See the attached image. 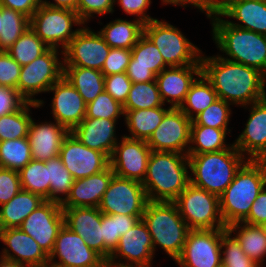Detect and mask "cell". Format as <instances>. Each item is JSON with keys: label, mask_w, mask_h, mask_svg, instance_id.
Masks as SVG:
<instances>
[{"label": "cell", "mask_w": 266, "mask_h": 267, "mask_svg": "<svg viewBox=\"0 0 266 267\" xmlns=\"http://www.w3.org/2000/svg\"><path fill=\"white\" fill-rule=\"evenodd\" d=\"M220 4H222L225 0H217Z\"/></svg>", "instance_id": "a7ac6f4b"}, {"label": "cell", "mask_w": 266, "mask_h": 267, "mask_svg": "<svg viewBox=\"0 0 266 267\" xmlns=\"http://www.w3.org/2000/svg\"><path fill=\"white\" fill-rule=\"evenodd\" d=\"M0 4L8 9L18 11L31 18L40 6V0H0Z\"/></svg>", "instance_id": "680465c9"}, {"label": "cell", "mask_w": 266, "mask_h": 267, "mask_svg": "<svg viewBox=\"0 0 266 267\" xmlns=\"http://www.w3.org/2000/svg\"><path fill=\"white\" fill-rule=\"evenodd\" d=\"M69 132L66 127L57 122L36 124L32 119L27 136L32 159L46 162L59 156L62 142Z\"/></svg>", "instance_id": "4316f807"}, {"label": "cell", "mask_w": 266, "mask_h": 267, "mask_svg": "<svg viewBox=\"0 0 266 267\" xmlns=\"http://www.w3.org/2000/svg\"><path fill=\"white\" fill-rule=\"evenodd\" d=\"M230 104L223 99H217L214 103L208 106L204 111L192 119L191 125H200L223 129L227 132L230 118Z\"/></svg>", "instance_id": "bcb514c9"}, {"label": "cell", "mask_w": 266, "mask_h": 267, "mask_svg": "<svg viewBox=\"0 0 266 267\" xmlns=\"http://www.w3.org/2000/svg\"><path fill=\"white\" fill-rule=\"evenodd\" d=\"M191 122L192 120L179 108H171L146 141L147 145L152 151L185 153L187 155L186 147L189 148L188 145H190Z\"/></svg>", "instance_id": "9a60e30c"}, {"label": "cell", "mask_w": 266, "mask_h": 267, "mask_svg": "<svg viewBox=\"0 0 266 267\" xmlns=\"http://www.w3.org/2000/svg\"><path fill=\"white\" fill-rule=\"evenodd\" d=\"M50 180V201L61 203L70 193L74 178L65 168L59 156L45 162ZM64 195L65 198L58 196Z\"/></svg>", "instance_id": "ee69618b"}, {"label": "cell", "mask_w": 266, "mask_h": 267, "mask_svg": "<svg viewBox=\"0 0 266 267\" xmlns=\"http://www.w3.org/2000/svg\"><path fill=\"white\" fill-rule=\"evenodd\" d=\"M0 240L12 250L3 249L2 256L25 264L36 266L49 261V257L39 244L19 227L0 229Z\"/></svg>", "instance_id": "83f0119b"}, {"label": "cell", "mask_w": 266, "mask_h": 267, "mask_svg": "<svg viewBox=\"0 0 266 267\" xmlns=\"http://www.w3.org/2000/svg\"><path fill=\"white\" fill-rule=\"evenodd\" d=\"M246 160L219 197L220 213L226 227L243 222L253 202L266 187L265 163L262 160Z\"/></svg>", "instance_id": "3957f363"}, {"label": "cell", "mask_w": 266, "mask_h": 267, "mask_svg": "<svg viewBox=\"0 0 266 267\" xmlns=\"http://www.w3.org/2000/svg\"><path fill=\"white\" fill-rule=\"evenodd\" d=\"M201 73L218 98L243 107L266 98V76L259 70L222 56L200 58Z\"/></svg>", "instance_id": "6da1fadb"}, {"label": "cell", "mask_w": 266, "mask_h": 267, "mask_svg": "<svg viewBox=\"0 0 266 267\" xmlns=\"http://www.w3.org/2000/svg\"><path fill=\"white\" fill-rule=\"evenodd\" d=\"M110 46L103 37L88 28H80L64 51L63 66H77L101 71L110 52Z\"/></svg>", "instance_id": "5bb4252c"}, {"label": "cell", "mask_w": 266, "mask_h": 267, "mask_svg": "<svg viewBox=\"0 0 266 267\" xmlns=\"http://www.w3.org/2000/svg\"><path fill=\"white\" fill-rule=\"evenodd\" d=\"M141 219L142 216L102 213L101 228L104 240V260H109L111 253L119 243L120 236L130 230Z\"/></svg>", "instance_id": "e575fe53"}, {"label": "cell", "mask_w": 266, "mask_h": 267, "mask_svg": "<svg viewBox=\"0 0 266 267\" xmlns=\"http://www.w3.org/2000/svg\"><path fill=\"white\" fill-rule=\"evenodd\" d=\"M29 27V17L18 11L2 6V31H0V51H7Z\"/></svg>", "instance_id": "7bdbcfd3"}, {"label": "cell", "mask_w": 266, "mask_h": 267, "mask_svg": "<svg viewBox=\"0 0 266 267\" xmlns=\"http://www.w3.org/2000/svg\"><path fill=\"white\" fill-rule=\"evenodd\" d=\"M48 48L29 27L7 50V53L21 66H24L31 63Z\"/></svg>", "instance_id": "60d3db41"}, {"label": "cell", "mask_w": 266, "mask_h": 267, "mask_svg": "<svg viewBox=\"0 0 266 267\" xmlns=\"http://www.w3.org/2000/svg\"><path fill=\"white\" fill-rule=\"evenodd\" d=\"M63 225L64 215L61 204L45 200L26 217L19 228L30 235L49 257Z\"/></svg>", "instance_id": "4fadbf2b"}, {"label": "cell", "mask_w": 266, "mask_h": 267, "mask_svg": "<svg viewBox=\"0 0 266 267\" xmlns=\"http://www.w3.org/2000/svg\"><path fill=\"white\" fill-rule=\"evenodd\" d=\"M170 109L171 107L165 109L160 106L149 109L124 110L127 128L132 134L125 137L147 141Z\"/></svg>", "instance_id": "1f68e13d"}, {"label": "cell", "mask_w": 266, "mask_h": 267, "mask_svg": "<svg viewBox=\"0 0 266 267\" xmlns=\"http://www.w3.org/2000/svg\"><path fill=\"white\" fill-rule=\"evenodd\" d=\"M116 1V0H114ZM119 5L129 15H140L138 18L144 24L152 21L154 18L149 17L144 12L149 8L151 0H118Z\"/></svg>", "instance_id": "9f6ffc18"}, {"label": "cell", "mask_w": 266, "mask_h": 267, "mask_svg": "<svg viewBox=\"0 0 266 267\" xmlns=\"http://www.w3.org/2000/svg\"><path fill=\"white\" fill-rule=\"evenodd\" d=\"M102 267H142V266H131V265H121L116 262L113 263L110 260H105Z\"/></svg>", "instance_id": "6125c7cd"}, {"label": "cell", "mask_w": 266, "mask_h": 267, "mask_svg": "<svg viewBox=\"0 0 266 267\" xmlns=\"http://www.w3.org/2000/svg\"><path fill=\"white\" fill-rule=\"evenodd\" d=\"M30 267H57L55 264L51 263V262H46L43 264H38L36 266H30Z\"/></svg>", "instance_id": "be15d7a7"}, {"label": "cell", "mask_w": 266, "mask_h": 267, "mask_svg": "<svg viewBox=\"0 0 266 267\" xmlns=\"http://www.w3.org/2000/svg\"><path fill=\"white\" fill-rule=\"evenodd\" d=\"M131 59V49L110 48L101 72L104 76L125 73Z\"/></svg>", "instance_id": "681fc988"}, {"label": "cell", "mask_w": 266, "mask_h": 267, "mask_svg": "<svg viewBox=\"0 0 266 267\" xmlns=\"http://www.w3.org/2000/svg\"><path fill=\"white\" fill-rule=\"evenodd\" d=\"M266 233V223L262 226Z\"/></svg>", "instance_id": "003e7915"}, {"label": "cell", "mask_w": 266, "mask_h": 267, "mask_svg": "<svg viewBox=\"0 0 266 267\" xmlns=\"http://www.w3.org/2000/svg\"><path fill=\"white\" fill-rule=\"evenodd\" d=\"M49 91L55 92L52 99L55 121L71 131L85 118L86 103L83 97L64 76L54 83Z\"/></svg>", "instance_id": "ffe728a7"}, {"label": "cell", "mask_w": 266, "mask_h": 267, "mask_svg": "<svg viewBox=\"0 0 266 267\" xmlns=\"http://www.w3.org/2000/svg\"><path fill=\"white\" fill-rule=\"evenodd\" d=\"M123 105L117 102L105 90L88 104H86L85 118H99L117 120L120 115L124 116Z\"/></svg>", "instance_id": "7dc6e473"}, {"label": "cell", "mask_w": 266, "mask_h": 267, "mask_svg": "<svg viewBox=\"0 0 266 267\" xmlns=\"http://www.w3.org/2000/svg\"><path fill=\"white\" fill-rule=\"evenodd\" d=\"M241 224V225H240ZM242 222L233 223L227 227L232 234L238 230V234L234 236L240 243L241 248L246 255L256 264L261 266L266 255V233L262 226L250 225ZM239 228V229H238Z\"/></svg>", "instance_id": "836d02e7"}, {"label": "cell", "mask_w": 266, "mask_h": 267, "mask_svg": "<svg viewBox=\"0 0 266 267\" xmlns=\"http://www.w3.org/2000/svg\"><path fill=\"white\" fill-rule=\"evenodd\" d=\"M63 76L75 87L86 104L104 91V75L101 71L77 66H63Z\"/></svg>", "instance_id": "4dcf8cb0"}, {"label": "cell", "mask_w": 266, "mask_h": 267, "mask_svg": "<svg viewBox=\"0 0 266 267\" xmlns=\"http://www.w3.org/2000/svg\"><path fill=\"white\" fill-rule=\"evenodd\" d=\"M220 16L235 18L242 22L231 25L266 35V1L264 0H225L221 4Z\"/></svg>", "instance_id": "f1b7e54d"}, {"label": "cell", "mask_w": 266, "mask_h": 267, "mask_svg": "<svg viewBox=\"0 0 266 267\" xmlns=\"http://www.w3.org/2000/svg\"><path fill=\"white\" fill-rule=\"evenodd\" d=\"M54 3L40 0V5L53 7V8H66L77 12V4L79 0H54Z\"/></svg>", "instance_id": "91938a15"}, {"label": "cell", "mask_w": 266, "mask_h": 267, "mask_svg": "<svg viewBox=\"0 0 266 267\" xmlns=\"http://www.w3.org/2000/svg\"><path fill=\"white\" fill-rule=\"evenodd\" d=\"M188 155L152 151L142 182L148 201L174 202L190 183Z\"/></svg>", "instance_id": "7a4b0ae2"}, {"label": "cell", "mask_w": 266, "mask_h": 267, "mask_svg": "<svg viewBox=\"0 0 266 267\" xmlns=\"http://www.w3.org/2000/svg\"><path fill=\"white\" fill-rule=\"evenodd\" d=\"M57 53L56 48H48L31 63L21 66L17 90L27 102L37 103L40 107L43 100L33 99L32 96L48 92L50 87L63 76L64 63L58 59Z\"/></svg>", "instance_id": "30bf717a"}, {"label": "cell", "mask_w": 266, "mask_h": 267, "mask_svg": "<svg viewBox=\"0 0 266 267\" xmlns=\"http://www.w3.org/2000/svg\"><path fill=\"white\" fill-rule=\"evenodd\" d=\"M147 202L142 182L114 174L98 208L108 215L142 216Z\"/></svg>", "instance_id": "8fae6325"}, {"label": "cell", "mask_w": 266, "mask_h": 267, "mask_svg": "<svg viewBox=\"0 0 266 267\" xmlns=\"http://www.w3.org/2000/svg\"><path fill=\"white\" fill-rule=\"evenodd\" d=\"M84 24L74 10L40 5L30 18V28L49 47L56 48L61 43L65 49L80 29L72 31V25Z\"/></svg>", "instance_id": "9c48e42d"}, {"label": "cell", "mask_w": 266, "mask_h": 267, "mask_svg": "<svg viewBox=\"0 0 266 267\" xmlns=\"http://www.w3.org/2000/svg\"><path fill=\"white\" fill-rule=\"evenodd\" d=\"M244 159L245 156L233 144L228 149L217 152L188 155L189 169L192 172L190 183L220 197L245 163Z\"/></svg>", "instance_id": "5b68a950"}, {"label": "cell", "mask_w": 266, "mask_h": 267, "mask_svg": "<svg viewBox=\"0 0 266 267\" xmlns=\"http://www.w3.org/2000/svg\"><path fill=\"white\" fill-rule=\"evenodd\" d=\"M174 203L190 230L227 229L220 213L219 196L216 194L189 183Z\"/></svg>", "instance_id": "ba28073f"}, {"label": "cell", "mask_w": 266, "mask_h": 267, "mask_svg": "<svg viewBox=\"0 0 266 267\" xmlns=\"http://www.w3.org/2000/svg\"><path fill=\"white\" fill-rule=\"evenodd\" d=\"M194 74L197 77L201 74V65L170 66L156 75L162 102L167 101L171 108H180L195 81Z\"/></svg>", "instance_id": "cb8c5ba5"}, {"label": "cell", "mask_w": 266, "mask_h": 267, "mask_svg": "<svg viewBox=\"0 0 266 267\" xmlns=\"http://www.w3.org/2000/svg\"><path fill=\"white\" fill-rule=\"evenodd\" d=\"M162 2L181 6H186V4L194 5V7L205 11L208 18L218 14L221 8V4L217 0H162Z\"/></svg>", "instance_id": "6f0895ef"}, {"label": "cell", "mask_w": 266, "mask_h": 267, "mask_svg": "<svg viewBox=\"0 0 266 267\" xmlns=\"http://www.w3.org/2000/svg\"><path fill=\"white\" fill-rule=\"evenodd\" d=\"M249 119L243 132L233 143L248 160H262L266 156V98L252 103Z\"/></svg>", "instance_id": "603a6c76"}, {"label": "cell", "mask_w": 266, "mask_h": 267, "mask_svg": "<svg viewBox=\"0 0 266 267\" xmlns=\"http://www.w3.org/2000/svg\"><path fill=\"white\" fill-rule=\"evenodd\" d=\"M0 267H29V266L22 264L20 262H17L15 260L1 256Z\"/></svg>", "instance_id": "94428289"}, {"label": "cell", "mask_w": 266, "mask_h": 267, "mask_svg": "<svg viewBox=\"0 0 266 267\" xmlns=\"http://www.w3.org/2000/svg\"><path fill=\"white\" fill-rule=\"evenodd\" d=\"M21 189L50 200V180L45 162L31 160L19 171Z\"/></svg>", "instance_id": "f35d334b"}, {"label": "cell", "mask_w": 266, "mask_h": 267, "mask_svg": "<svg viewBox=\"0 0 266 267\" xmlns=\"http://www.w3.org/2000/svg\"><path fill=\"white\" fill-rule=\"evenodd\" d=\"M198 78L199 80L195 78V81L191 84L183 105L179 108L191 120L194 118V115L192 113L195 112V114L198 115L200 112L204 111L208 106L214 103L217 99H219L211 83L205 78L202 73Z\"/></svg>", "instance_id": "8d00e7d4"}, {"label": "cell", "mask_w": 266, "mask_h": 267, "mask_svg": "<svg viewBox=\"0 0 266 267\" xmlns=\"http://www.w3.org/2000/svg\"><path fill=\"white\" fill-rule=\"evenodd\" d=\"M59 158L75 180L97 174L110 165L104 153L88 148L70 132L62 142Z\"/></svg>", "instance_id": "2e32d148"}, {"label": "cell", "mask_w": 266, "mask_h": 267, "mask_svg": "<svg viewBox=\"0 0 266 267\" xmlns=\"http://www.w3.org/2000/svg\"><path fill=\"white\" fill-rule=\"evenodd\" d=\"M116 122L112 119L84 118L70 133L88 148L98 150L110 159L118 143Z\"/></svg>", "instance_id": "484cf974"}, {"label": "cell", "mask_w": 266, "mask_h": 267, "mask_svg": "<svg viewBox=\"0 0 266 267\" xmlns=\"http://www.w3.org/2000/svg\"><path fill=\"white\" fill-rule=\"evenodd\" d=\"M164 106L156 80L133 83L123 110L149 109Z\"/></svg>", "instance_id": "b9f144b4"}, {"label": "cell", "mask_w": 266, "mask_h": 267, "mask_svg": "<svg viewBox=\"0 0 266 267\" xmlns=\"http://www.w3.org/2000/svg\"><path fill=\"white\" fill-rule=\"evenodd\" d=\"M64 225L80 235L85 243L104 259L101 228L102 212L98 207L62 208Z\"/></svg>", "instance_id": "44dd1931"}, {"label": "cell", "mask_w": 266, "mask_h": 267, "mask_svg": "<svg viewBox=\"0 0 266 267\" xmlns=\"http://www.w3.org/2000/svg\"><path fill=\"white\" fill-rule=\"evenodd\" d=\"M142 220L151 235L154 251L156 244L176 260L184 247L189 228L174 202L148 201Z\"/></svg>", "instance_id": "8992f818"}, {"label": "cell", "mask_w": 266, "mask_h": 267, "mask_svg": "<svg viewBox=\"0 0 266 267\" xmlns=\"http://www.w3.org/2000/svg\"><path fill=\"white\" fill-rule=\"evenodd\" d=\"M117 143L110 157V167L116 176L143 182L152 152L145 140L125 136Z\"/></svg>", "instance_id": "ac0fdd59"}, {"label": "cell", "mask_w": 266, "mask_h": 267, "mask_svg": "<svg viewBox=\"0 0 266 267\" xmlns=\"http://www.w3.org/2000/svg\"><path fill=\"white\" fill-rule=\"evenodd\" d=\"M59 262L55 261V257ZM104 259L66 225L60 229L49 262L57 267H102Z\"/></svg>", "instance_id": "e0dca14e"}, {"label": "cell", "mask_w": 266, "mask_h": 267, "mask_svg": "<svg viewBox=\"0 0 266 267\" xmlns=\"http://www.w3.org/2000/svg\"><path fill=\"white\" fill-rule=\"evenodd\" d=\"M45 201L40 195L21 190L0 208V229L16 228L40 204Z\"/></svg>", "instance_id": "f546056e"}, {"label": "cell", "mask_w": 266, "mask_h": 267, "mask_svg": "<svg viewBox=\"0 0 266 267\" xmlns=\"http://www.w3.org/2000/svg\"><path fill=\"white\" fill-rule=\"evenodd\" d=\"M144 34L155 44L169 67L201 65L199 48L173 25L153 19L144 24Z\"/></svg>", "instance_id": "52a82bcc"}, {"label": "cell", "mask_w": 266, "mask_h": 267, "mask_svg": "<svg viewBox=\"0 0 266 267\" xmlns=\"http://www.w3.org/2000/svg\"><path fill=\"white\" fill-rule=\"evenodd\" d=\"M231 235L227 229H221V249L225 248L221 251L222 267H260L246 255L240 243Z\"/></svg>", "instance_id": "f6af8a7d"}, {"label": "cell", "mask_w": 266, "mask_h": 267, "mask_svg": "<svg viewBox=\"0 0 266 267\" xmlns=\"http://www.w3.org/2000/svg\"><path fill=\"white\" fill-rule=\"evenodd\" d=\"M212 19L213 38L233 62L261 71L266 76V35L231 25L216 14Z\"/></svg>", "instance_id": "277c9868"}, {"label": "cell", "mask_w": 266, "mask_h": 267, "mask_svg": "<svg viewBox=\"0 0 266 267\" xmlns=\"http://www.w3.org/2000/svg\"><path fill=\"white\" fill-rule=\"evenodd\" d=\"M0 31H2V5L0 4Z\"/></svg>", "instance_id": "e7e4bbea"}, {"label": "cell", "mask_w": 266, "mask_h": 267, "mask_svg": "<svg viewBox=\"0 0 266 267\" xmlns=\"http://www.w3.org/2000/svg\"><path fill=\"white\" fill-rule=\"evenodd\" d=\"M226 131L212 127L191 125L190 144L187 155H196L207 152H217L228 149L230 146L225 144Z\"/></svg>", "instance_id": "d590c367"}, {"label": "cell", "mask_w": 266, "mask_h": 267, "mask_svg": "<svg viewBox=\"0 0 266 267\" xmlns=\"http://www.w3.org/2000/svg\"><path fill=\"white\" fill-rule=\"evenodd\" d=\"M250 225L263 226L266 223V188L259 193L253 202L248 217L242 222Z\"/></svg>", "instance_id": "11a10c76"}, {"label": "cell", "mask_w": 266, "mask_h": 267, "mask_svg": "<svg viewBox=\"0 0 266 267\" xmlns=\"http://www.w3.org/2000/svg\"><path fill=\"white\" fill-rule=\"evenodd\" d=\"M111 48L132 49L144 34V23L139 19H116L98 32Z\"/></svg>", "instance_id": "d6a6232c"}, {"label": "cell", "mask_w": 266, "mask_h": 267, "mask_svg": "<svg viewBox=\"0 0 266 267\" xmlns=\"http://www.w3.org/2000/svg\"><path fill=\"white\" fill-rule=\"evenodd\" d=\"M166 66L158 48L143 34L131 49L126 74L132 83L151 82Z\"/></svg>", "instance_id": "7402d4cb"}, {"label": "cell", "mask_w": 266, "mask_h": 267, "mask_svg": "<svg viewBox=\"0 0 266 267\" xmlns=\"http://www.w3.org/2000/svg\"><path fill=\"white\" fill-rule=\"evenodd\" d=\"M221 229L189 230L180 256V267H222Z\"/></svg>", "instance_id": "7c38bea8"}, {"label": "cell", "mask_w": 266, "mask_h": 267, "mask_svg": "<svg viewBox=\"0 0 266 267\" xmlns=\"http://www.w3.org/2000/svg\"><path fill=\"white\" fill-rule=\"evenodd\" d=\"M25 102L17 89L0 86V117L17 111Z\"/></svg>", "instance_id": "db71d44e"}, {"label": "cell", "mask_w": 266, "mask_h": 267, "mask_svg": "<svg viewBox=\"0 0 266 267\" xmlns=\"http://www.w3.org/2000/svg\"><path fill=\"white\" fill-rule=\"evenodd\" d=\"M21 190L19 172L0 167V205L9 202Z\"/></svg>", "instance_id": "816d5d0a"}, {"label": "cell", "mask_w": 266, "mask_h": 267, "mask_svg": "<svg viewBox=\"0 0 266 267\" xmlns=\"http://www.w3.org/2000/svg\"><path fill=\"white\" fill-rule=\"evenodd\" d=\"M117 256H122L128 262L117 263L121 265H131L151 267L154 256V247L151 235L143 220H139L130 230L120 236L119 243L111 253L109 260L114 263Z\"/></svg>", "instance_id": "d6986e66"}, {"label": "cell", "mask_w": 266, "mask_h": 267, "mask_svg": "<svg viewBox=\"0 0 266 267\" xmlns=\"http://www.w3.org/2000/svg\"><path fill=\"white\" fill-rule=\"evenodd\" d=\"M31 160V146L28 137L0 141V167L19 172Z\"/></svg>", "instance_id": "ab89813d"}, {"label": "cell", "mask_w": 266, "mask_h": 267, "mask_svg": "<svg viewBox=\"0 0 266 267\" xmlns=\"http://www.w3.org/2000/svg\"><path fill=\"white\" fill-rule=\"evenodd\" d=\"M21 65L7 51H0V86L17 89Z\"/></svg>", "instance_id": "f907efd6"}, {"label": "cell", "mask_w": 266, "mask_h": 267, "mask_svg": "<svg viewBox=\"0 0 266 267\" xmlns=\"http://www.w3.org/2000/svg\"><path fill=\"white\" fill-rule=\"evenodd\" d=\"M39 108L37 103L25 102L17 111L0 117V141L26 138L31 123L29 107Z\"/></svg>", "instance_id": "74e56055"}, {"label": "cell", "mask_w": 266, "mask_h": 267, "mask_svg": "<svg viewBox=\"0 0 266 267\" xmlns=\"http://www.w3.org/2000/svg\"><path fill=\"white\" fill-rule=\"evenodd\" d=\"M113 175L109 165L97 174L74 180L69 195L60 203L61 207H99Z\"/></svg>", "instance_id": "d4e9b609"}, {"label": "cell", "mask_w": 266, "mask_h": 267, "mask_svg": "<svg viewBox=\"0 0 266 267\" xmlns=\"http://www.w3.org/2000/svg\"><path fill=\"white\" fill-rule=\"evenodd\" d=\"M114 0H79L77 4V13L83 23L89 20L93 15H103L112 13Z\"/></svg>", "instance_id": "f5cc1de1"}, {"label": "cell", "mask_w": 266, "mask_h": 267, "mask_svg": "<svg viewBox=\"0 0 266 267\" xmlns=\"http://www.w3.org/2000/svg\"><path fill=\"white\" fill-rule=\"evenodd\" d=\"M132 84L126 72L104 77V90L121 105L125 104Z\"/></svg>", "instance_id": "c3c4849f"}, {"label": "cell", "mask_w": 266, "mask_h": 267, "mask_svg": "<svg viewBox=\"0 0 266 267\" xmlns=\"http://www.w3.org/2000/svg\"><path fill=\"white\" fill-rule=\"evenodd\" d=\"M262 161L265 163L266 165V156L262 159Z\"/></svg>", "instance_id": "03108f58"}]
</instances>
